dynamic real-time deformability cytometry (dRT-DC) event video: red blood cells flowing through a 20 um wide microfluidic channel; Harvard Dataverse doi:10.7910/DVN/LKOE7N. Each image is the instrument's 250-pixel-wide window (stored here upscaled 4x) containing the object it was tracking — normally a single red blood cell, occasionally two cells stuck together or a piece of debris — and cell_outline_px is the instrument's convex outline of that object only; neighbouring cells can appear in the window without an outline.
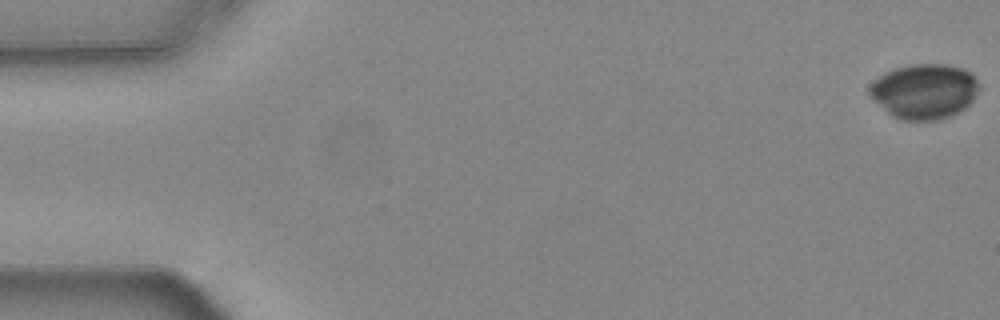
{"species": "common noctule bat (a hibernating species)", "species_latin": "Nyctalus noctula", "temperature_condition": "warm", "stored_images_in_passage": 55, "camera_frame_rate_fps": 3000, "um_per_image_px": 0.085, "animal": {"sex": "female", "body_mass_g": 24.6, "forearm_length_mm": 56.2}, "frame": {"image": 1, "passage_image": 1, "time_ms": 0.0, "image_size_px": [1000, 320], "cell_outline_px": [[980, 88], [972, 100], [964, 108], [948, 116], [936, 120], [900, 120], [892, 116], [872, 100], [868, 96], [868, 88], [880, 76], [896, 68], [912, 64], [944, 64], [960, 68], [968, 72], [980, 84]], "centroid_in_image_um": [78.53, 7.77], "position_along_channel_um": 6.5, "area_um2": 34.8}}